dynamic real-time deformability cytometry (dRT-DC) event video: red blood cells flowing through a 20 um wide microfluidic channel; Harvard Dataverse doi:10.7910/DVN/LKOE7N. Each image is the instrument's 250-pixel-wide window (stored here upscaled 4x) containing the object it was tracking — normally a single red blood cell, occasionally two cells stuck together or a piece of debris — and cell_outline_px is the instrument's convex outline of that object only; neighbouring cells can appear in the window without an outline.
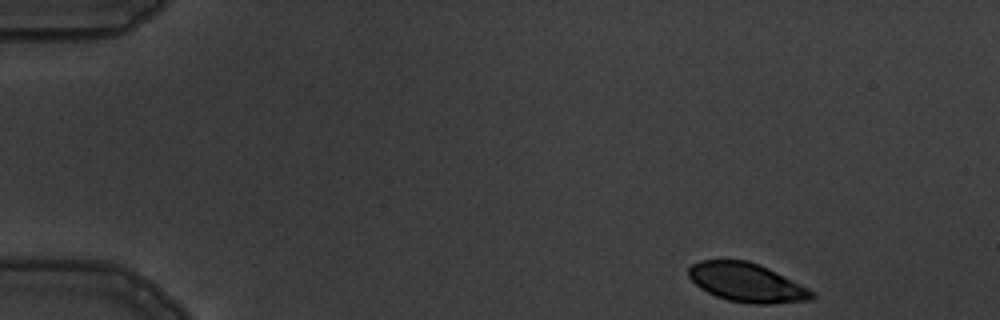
{"species": "common noctule bat (a hibernating species)", "species_latin": "Nyctalus noctula", "temperature_condition": "warm", "stored_images_in_passage": 4, "camera_frame_rate_fps": 3000, "um_per_image_px": 0.085, "animal": {"sex": "male", "body_mass_g": 19.5, "forearm_length_mm": 54.6}, "frame": {"image": 1, "passage_image": 1, "time_ms": 0.0, "image_size_px": [1000, 320], "cell_outline_px": [[816, 296], [812, 300], [772, 304], [752, 304], [728, 300], [716, 296], [700, 288], [688, 276], [688, 268], [692, 264], [700, 260], [748, 260], [760, 264], [816, 292]], "centroid_in_image_um": [63.49, 24.02], "position_along_channel_um": 21.5, "area_um2": 28.03}}
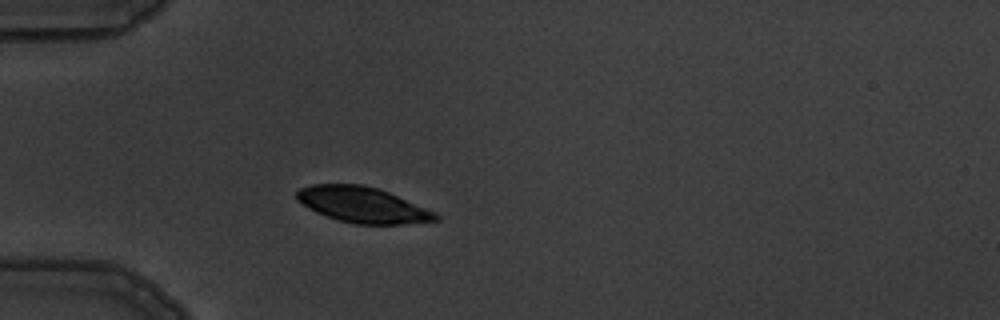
{"frame": {"image": 2, "passage_image": 4, "time_ms": 3.333, "image_size_px": [1000, 320], "cell_outline_px": [[440, 220], [404, 224], [356, 224], [340, 220], [316, 212], [308, 208], [296, 200], [296, 192], [300, 188], [312, 184], [360, 184], [376, 188], [388, 192], [436, 212], [440, 216]], "centroid_in_image_um": [30.82, 17.41], "position_along_channel_um": 54.2, "area_um2": 28.73}}